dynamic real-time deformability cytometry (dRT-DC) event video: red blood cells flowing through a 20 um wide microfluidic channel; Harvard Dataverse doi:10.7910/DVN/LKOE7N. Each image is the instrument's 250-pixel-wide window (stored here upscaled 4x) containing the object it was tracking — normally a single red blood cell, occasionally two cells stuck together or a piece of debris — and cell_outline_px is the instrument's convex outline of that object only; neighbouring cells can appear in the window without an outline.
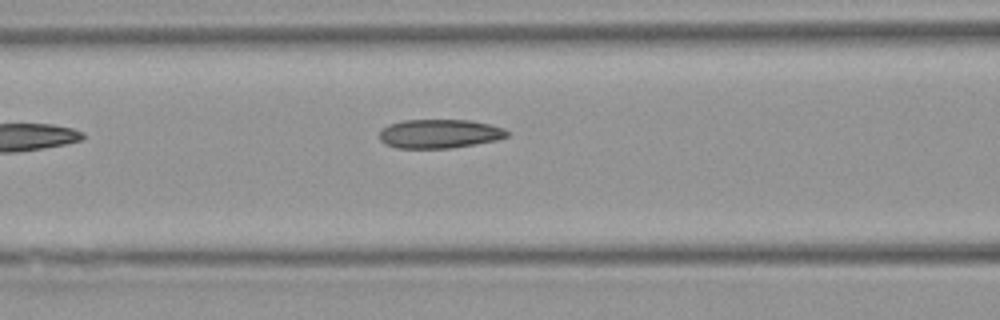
{"species": "Egyptian fruit bat (a non-hibernating species)", "species_latin": "Rousettus aegyptiacus", "temperature_condition": "warm", "stored_images_in_passage": 4, "camera_frame_rate_fps": 3000, "um_per_image_px": 0.085, "animal": {"sex": "female"}, "frame": {"image": 1, "passage_image": 4, "time_ms": 4.333, "image_size_px": [1000, 320], "cell_outline_px": [[512, 132], [508, 136], [496, 140], [476, 144], [452, 148], [396, 148], [384, 144], [380, 140], [380, 132], [388, 124], [404, 120], [472, 120], [504, 128]], "centroid_in_image_um": [37.38, 11.37], "position_along_channel_um": 129.2, "area_um2": 21.68}}